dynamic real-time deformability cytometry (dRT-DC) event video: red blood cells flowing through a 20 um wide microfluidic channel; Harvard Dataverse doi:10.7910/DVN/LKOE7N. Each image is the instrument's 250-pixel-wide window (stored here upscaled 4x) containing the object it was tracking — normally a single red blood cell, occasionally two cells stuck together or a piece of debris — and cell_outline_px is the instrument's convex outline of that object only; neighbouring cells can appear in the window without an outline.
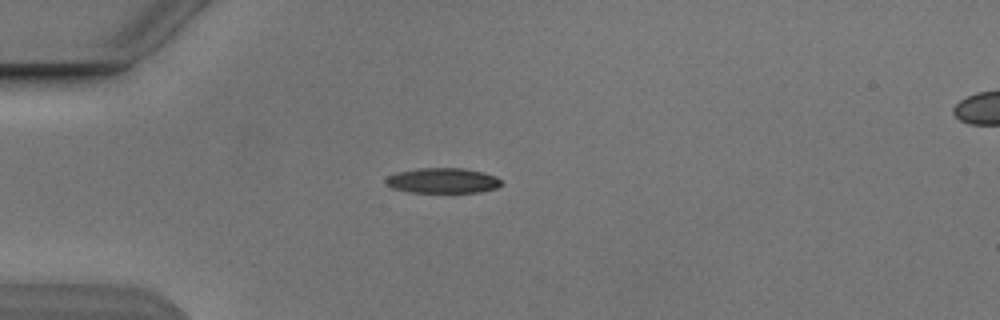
{"species": "Egyptian fruit bat (a non-hibernating species)", "species_latin": "Rousettus aegyptiacus", "temperature_condition": "cold", "stored_images_in_passage": 2, "camera_frame_rate_fps": 3000, "um_per_image_px": 0.085, "animal": {"sex": "male"}, "frame": {"image": 1, "passage_image": 1, "time_ms": 0.0, "image_size_px": [1000, 320], "cell_outline_px": [[504, 184], [496, 188], [480, 192], [408, 192], [392, 188], [384, 184], [384, 180], [388, 176], [396, 172], [416, 168], [464, 168], [484, 172], [496, 176]], "centroid_in_image_um": [37.61, 15.34], "position_along_channel_um": 47.4, "area_um2": 17.22}}